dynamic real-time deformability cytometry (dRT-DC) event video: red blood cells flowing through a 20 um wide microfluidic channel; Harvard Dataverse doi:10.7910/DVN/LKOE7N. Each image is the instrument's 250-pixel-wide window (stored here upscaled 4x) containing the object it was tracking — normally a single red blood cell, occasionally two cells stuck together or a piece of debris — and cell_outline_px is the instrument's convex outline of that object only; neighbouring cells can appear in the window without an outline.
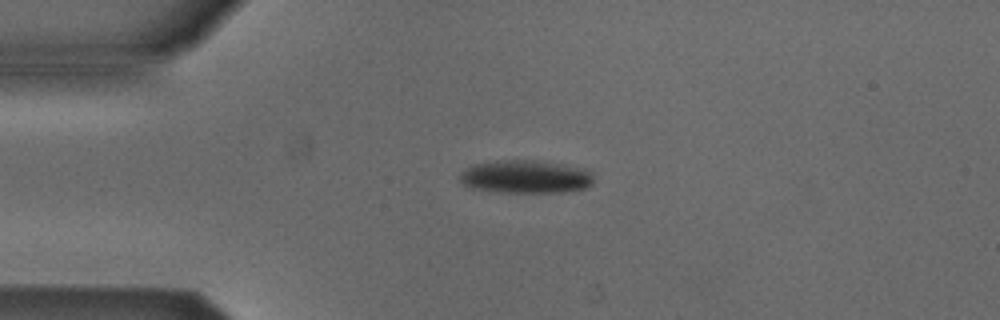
{"species": "Egyptian fruit bat (a non-hibernating species)", "species_latin": "Rousettus aegyptiacus", "temperature_condition": "cold", "stored_images_in_passage": 4, "camera_frame_rate_fps": 3000, "um_per_image_px": 0.085, "animal": {"sex": "male"}, "frame": {"image": 1, "passage_image": 3, "time_ms": 0.667, "image_size_px": [1000, 320], "cell_outline_px": [[592, 184], [584, 188], [564, 192], [500, 192], [468, 188], [460, 180], [460, 172], [464, 168], [472, 164], [496, 160], [536, 160], [592, 168]], "centroid_in_image_um": [44.69, 15.0], "position_along_channel_um": 40.3, "area_um2": 26.36}}